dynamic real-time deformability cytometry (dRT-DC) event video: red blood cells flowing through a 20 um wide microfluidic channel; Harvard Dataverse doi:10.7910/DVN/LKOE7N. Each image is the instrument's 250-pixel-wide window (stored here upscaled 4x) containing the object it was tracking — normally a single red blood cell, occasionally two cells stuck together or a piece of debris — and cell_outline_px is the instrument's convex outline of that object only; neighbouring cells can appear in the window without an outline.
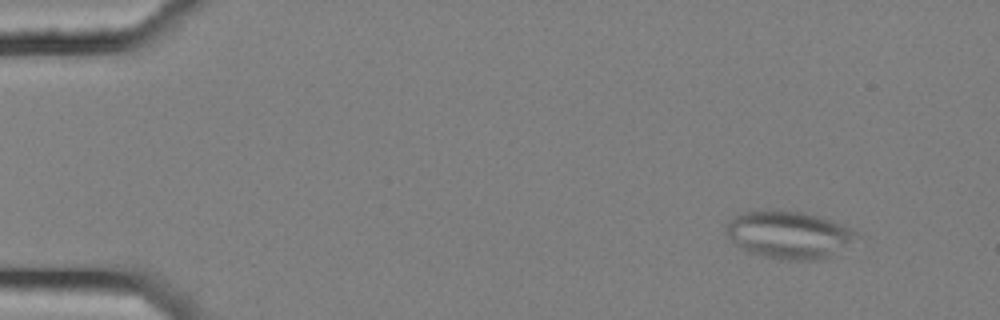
{"species": "common noctule bat (a hibernating species)", "species_latin": "Nyctalus noctula", "temperature_condition": "cold", "stored_images_in_passage": 14, "camera_frame_rate_fps": 3000, "um_per_image_px": 0.085, "animal": {"sex": "female", "body_mass_g": 25.1}, "frame": {"image": 1, "passage_image": 1, "time_ms": 0.0, "image_size_px": [1000, 320], "cell_outline_px": [[856, 236], [836, 256], [824, 260], [780, 260], [744, 252], [728, 236], [724, 228], [728, 220], [740, 212], [772, 208], [804, 212], [832, 220], [856, 232]], "centroid_in_image_um": [66.98, 19.95], "position_along_channel_um": 18.0, "area_um2": 36.88}}